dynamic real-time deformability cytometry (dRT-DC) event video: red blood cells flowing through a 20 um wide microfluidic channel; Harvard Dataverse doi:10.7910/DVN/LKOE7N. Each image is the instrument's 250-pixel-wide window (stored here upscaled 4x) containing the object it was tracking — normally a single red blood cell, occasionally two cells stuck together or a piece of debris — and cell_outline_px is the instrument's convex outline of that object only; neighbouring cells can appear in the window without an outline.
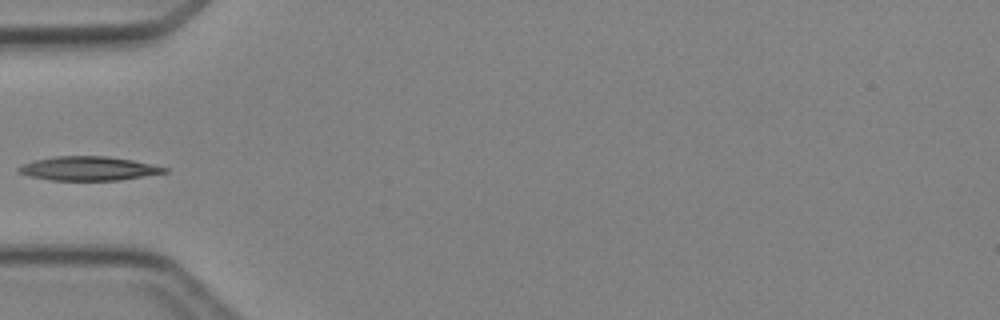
{"species": "Egyptian fruit bat (a non-hibernating species)", "species_latin": "Rousettus aegyptiacus", "temperature_condition": "cold", "stored_images_in_passage": 5, "camera_frame_rate_fps": 3000, "um_per_image_px": 0.085, "animal": {"sex": "female"}, "frame": {"image": 1, "passage_image": 5, "time_ms": 4.667, "image_size_px": [1000, 320], "cell_outline_px": [[168, 172], [116, 180], [52, 180], [28, 176], [20, 172], [16, 168], [24, 164], [36, 160], [56, 156], [104, 156], [132, 160], [168, 168]], "centroid_in_image_um": [7.5, 14.32], "position_along_channel_um": 77.5, "area_um2": 20.0}}